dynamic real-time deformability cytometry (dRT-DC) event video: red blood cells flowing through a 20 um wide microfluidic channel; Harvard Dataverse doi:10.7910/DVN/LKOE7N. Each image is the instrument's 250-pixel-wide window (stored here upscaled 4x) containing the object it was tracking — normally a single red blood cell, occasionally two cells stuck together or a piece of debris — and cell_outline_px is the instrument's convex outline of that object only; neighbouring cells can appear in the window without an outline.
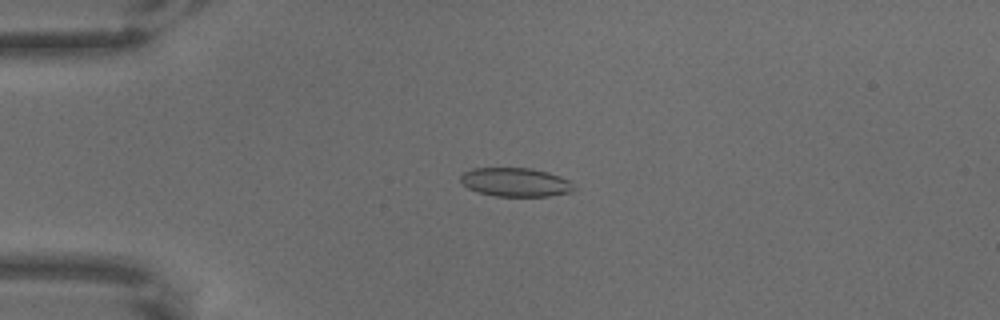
{"species": "common noctule bat (a hibernating species)", "species_latin": "Nyctalus noctula", "temperature_condition": "warm", "stored_images_in_passage": 66, "camera_frame_rate_fps": 3000, "um_per_image_px": 0.085, "animal": {"sex": "male", "body_mass_g": 18.8}, "frame": {"image": 1, "passage_image": 17, "time_ms": 5.333, "image_size_px": [1000, 320], "cell_outline_px": [[576, 188], [572, 192], [548, 196], [496, 196], [476, 192], [468, 188], [460, 180], [460, 176], [464, 172], [472, 168], [532, 168], [548, 172], [560, 176], [568, 180]], "centroid_in_image_um": [43.82, 15.49], "position_along_channel_um": 41.2, "area_um2": 19.07}}
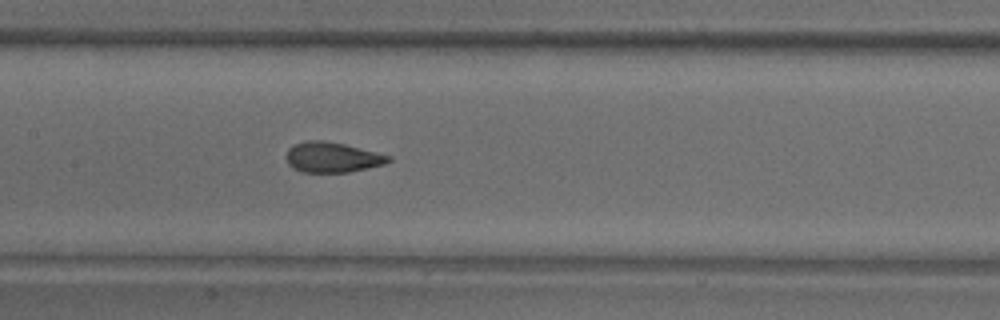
{"frame": {"image": 2, "passage_image": 33, "time_ms": 10.667, "image_size_px": [1000, 320], "cell_outline_px": [[392, 160], [384, 164], [368, 168], [348, 172], [304, 172], [292, 168], [288, 164], [284, 156], [288, 148], [296, 144], [308, 140], [324, 140], [344, 144], [392, 156]], "centroid_in_image_um": [28.22, 13.37], "position_along_channel_um": 179.2, "area_um2": 18.09}}
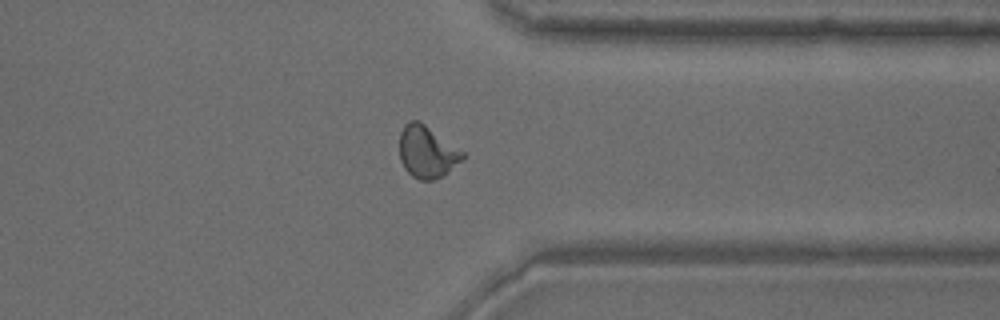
{"frame": {"image": 3, "passage_image": 52, "time_ms": 17.0, "image_size_px": [1000, 320], "cell_outline_px": [[464, 156], [444, 176], [432, 180], [420, 180], [412, 176], [404, 168], [400, 160], [400, 132], [404, 124], [408, 120], [420, 120], [464, 152]], "centroid_in_image_um": [36.26, 12.89], "position_along_channel_um": 375.1, "area_um2": 19.13}}